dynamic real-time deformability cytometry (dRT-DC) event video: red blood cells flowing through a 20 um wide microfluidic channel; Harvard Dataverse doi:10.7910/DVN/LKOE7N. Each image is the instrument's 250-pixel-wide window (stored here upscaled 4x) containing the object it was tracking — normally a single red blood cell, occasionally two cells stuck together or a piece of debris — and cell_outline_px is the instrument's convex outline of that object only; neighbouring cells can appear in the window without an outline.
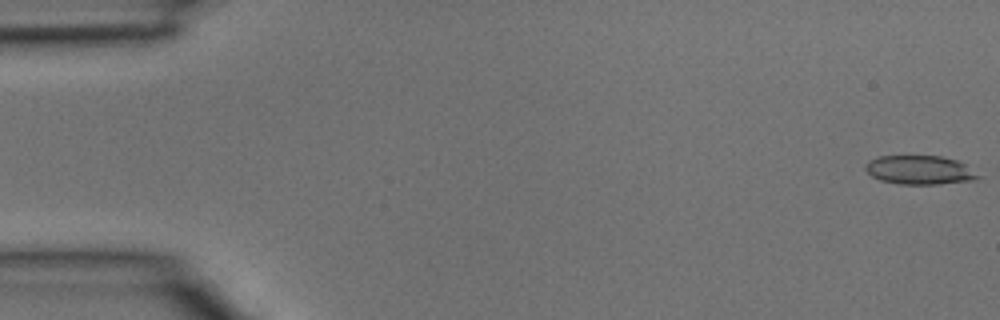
{"species": "common noctule bat (a hibernating species)", "species_latin": "Nyctalus noctula", "temperature_condition": "room temperature", "stored_images_in_passage": 41, "camera_frame_rate_fps": 3000, "um_per_image_px": 0.085, "animal": {"sex": "male", "body_mass_g": 15.6}, "frame": {"image": 1, "passage_image": 1, "time_ms": 0.0, "image_size_px": [1000, 320], "cell_outline_px": [[980, 176], [972, 180], [940, 184], [900, 184], [880, 180], [872, 176], [864, 168], [864, 164], [880, 156], [940, 156], [956, 160], [964, 164]], "centroid_in_image_um": [78.14, 14.45], "position_along_channel_um": 6.9, "area_um2": 18.67}}
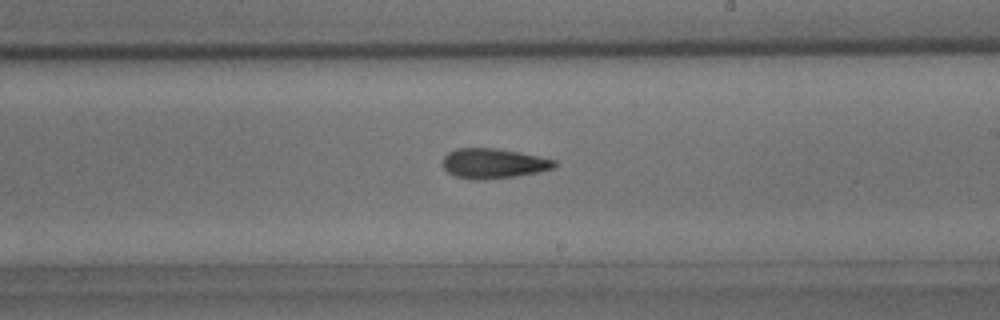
{"frame": {"image": 2, "passage_image": 24, "time_ms": 7.667, "image_size_px": [1000, 320], "cell_outline_px": [[556, 164], [552, 168], [536, 172], [516, 176], [476, 180], [456, 176], [448, 172], [444, 168], [444, 156], [448, 152], [456, 148], [496, 148], [520, 152], [540, 156], [556, 160]], "centroid_in_image_um": [41.94, 13.87], "position_along_channel_um": 247.1, "area_um2": 19.31}}
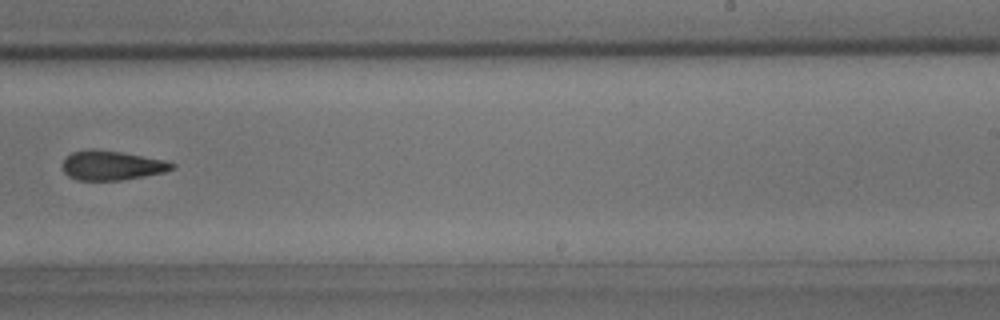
{"frame": {"image": 3, "passage_image": 26, "time_ms": 8.333, "image_size_px": [1000, 320], "cell_outline_px": [[176, 168], [164, 172], [144, 176], [120, 180], [76, 180], [68, 176], [64, 172], [60, 164], [72, 152], [92, 148], [120, 152], [164, 160], [176, 164]], "centroid_in_image_um": [9.47, 14.06], "position_along_channel_um": 279.5, "area_um2": 18.79}}